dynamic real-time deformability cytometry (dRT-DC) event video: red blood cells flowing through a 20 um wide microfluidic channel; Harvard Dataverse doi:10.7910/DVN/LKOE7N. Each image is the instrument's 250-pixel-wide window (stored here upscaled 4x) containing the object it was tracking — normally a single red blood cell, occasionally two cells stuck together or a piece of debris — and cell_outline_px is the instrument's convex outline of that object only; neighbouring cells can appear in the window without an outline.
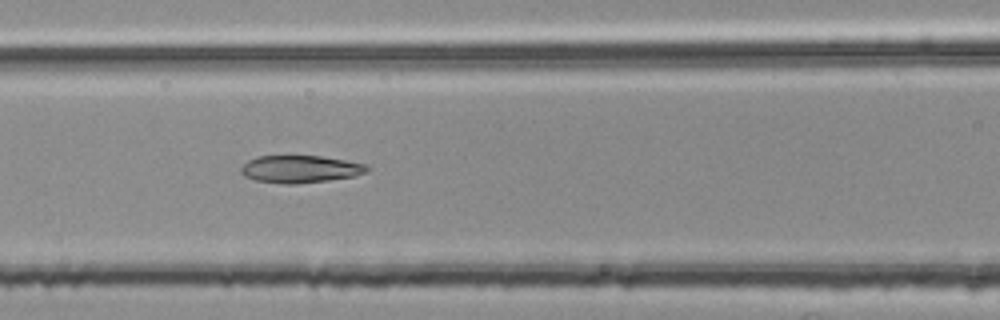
{"species": "common noctule bat (a hibernating species)", "species_latin": "Nyctalus noctula", "temperature_condition": "room temperature", "stored_images_in_passage": 40, "camera_frame_rate_fps": 3000, "um_per_image_px": 0.085, "animal": {"sex": "female", "body_mass_g": 25.1}, "frame": {"image": 1, "passage_image": 8, "time_ms": 2.333, "image_size_px": [1000, 320], "cell_outline_px": [[368, 168], [364, 172], [352, 176], [328, 180], [296, 184], [280, 184], [256, 180], [244, 176], [240, 172], [240, 168], [248, 160], [256, 156], [320, 156], [344, 160], [364, 164]], "centroid_in_image_um": [25.43, 14.37], "position_along_channel_um": 141.2, "area_um2": 19.88}}
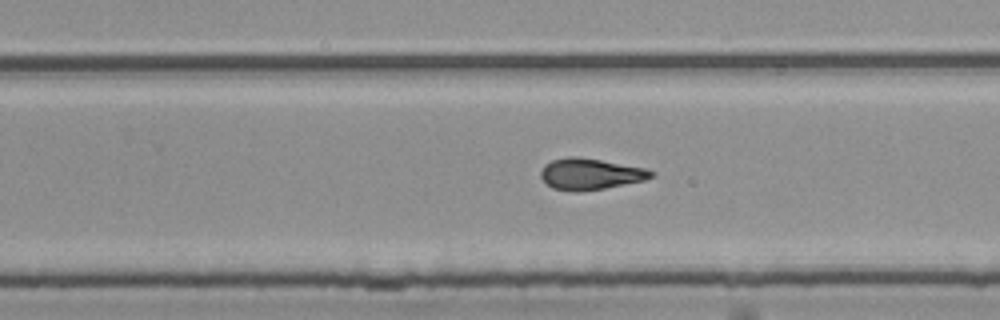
{"frame": {"image": 2, "passage_image": 19, "time_ms": 6.0, "image_size_px": [1000, 320], "cell_outline_px": [[656, 172], [652, 176], [644, 180], [604, 188], [580, 192], [572, 192], [552, 188], [540, 176], [540, 172], [544, 164], [552, 160], [568, 156], [576, 156], [600, 160], [644, 168]], "centroid_in_image_um": [50.13, 14.79], "position_along_channel_um": 279.7, "area_um2": 20.0}}
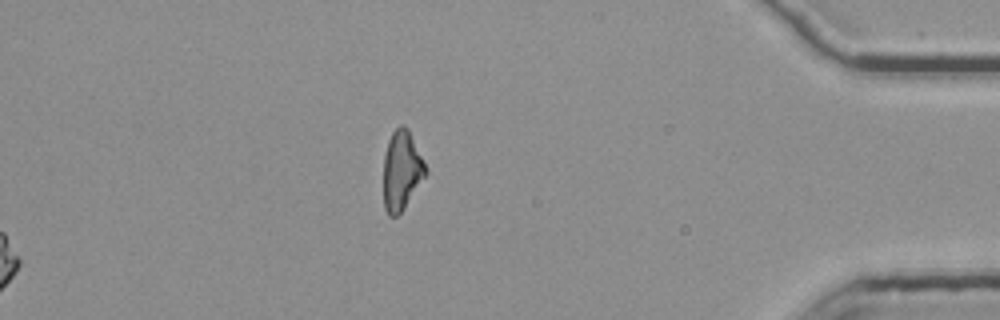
{"frame": {"image": 3, "passage_image": 40, "time_ms": 13.0, "image_size_px": [1000, 320], "cell_outline_px": [[428, 172], [404, 208], [396, 216], [388, 216], [384, 208], [384, 156], [388, 140], [392, 132], [400, 124], [404, 124], [408, 128], [428, 168]], "centroid_in_image_um": [34.15, 14.47], "position_along_channel_um": 401.1, "area_um2": 19.59}, "authors_computed_cell_mechanics": {"area_um2": 19.7676, "velocity_mm_per_s": 3.7848, "shape_relaxation_time_tau1_ms": null, "shape_relaxation_time_tau2_ms": 2.3713, "deformation_change_tau1": null, "deformation_change_tau2": 0.1047}}